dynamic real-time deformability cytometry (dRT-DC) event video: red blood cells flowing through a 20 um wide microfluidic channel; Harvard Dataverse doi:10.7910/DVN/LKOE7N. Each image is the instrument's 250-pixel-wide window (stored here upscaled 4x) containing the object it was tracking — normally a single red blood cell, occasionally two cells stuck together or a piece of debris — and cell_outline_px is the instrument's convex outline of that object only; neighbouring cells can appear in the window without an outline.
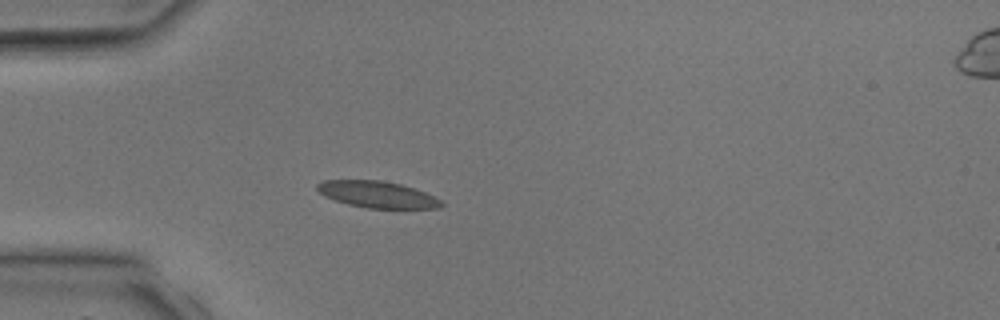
{"species": "common noctule bat (a hibernating species)", "species_latin": "Nyctalus noctula", "temperature_condition": "room temperature", "stored_images_in_passage": 3, "camera_frame_rate_fps": 3000, "um_per_image_px": 0.085, "animal": {"sex": "male", "body_mass_g": 17.9, "forearm_length_mm": 54.2}, "frame": {"image": 1, "passage_image": 2, "time_ms": 2.0, "image_size_px": [1000, 320], "cell_outline_px": [[444, 204], [440, 208], [368, 208], [348, 204], [324, 196], [316, 188], [316, 184], [324, 180], [380, 180], [400, 184], [424, 192], [440, 200]], "centroid_in_image_um": [32.04, 16.53], "position_along_channel_um": 53.0, "area_um2": 18.96}}